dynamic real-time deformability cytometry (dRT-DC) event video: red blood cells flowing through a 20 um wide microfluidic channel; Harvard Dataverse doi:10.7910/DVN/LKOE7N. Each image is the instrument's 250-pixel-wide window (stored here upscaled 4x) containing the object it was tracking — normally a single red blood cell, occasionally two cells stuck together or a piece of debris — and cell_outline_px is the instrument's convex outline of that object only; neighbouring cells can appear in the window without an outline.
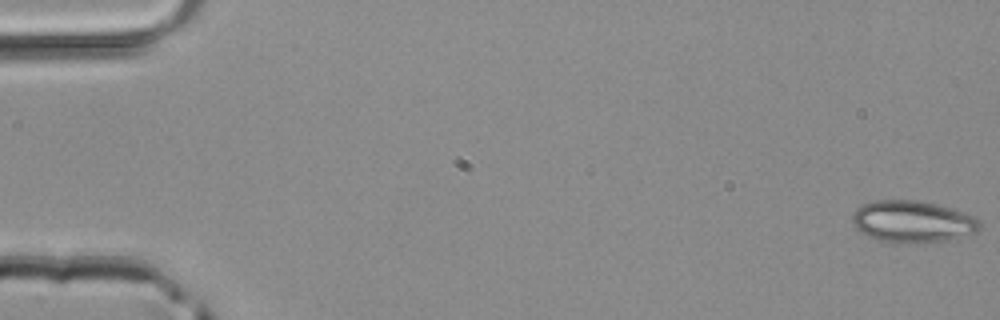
{"species": "common noctule bat (a hibernating species)", "species_latin": "Nyctalus noctula", "temperature_condition": "room temperature", "stored_images_in_passage": 4, "camera_frame_rate_fps": 3000, "um_per_image_px": 0.085, "animal": {"sex": "male", "body_mass_g": 20.4}, "frame": {"image": 1, "passage_image": 1, "time_ms": 0.0, "image_size_px": [1000, 320], "cell_outline_px": [[980, 228], [972, 232], [944, 240], [908, 244], [896, 244], [880, 240], [868, 236], [860, 232], [852, 224], [852, 212], [856, 208], [872, 200], [916, 200], [936, 204], [964, 212], [980, 220]], "centroid_in_image_um": [77.48, 18.83], "position_along_channel_um": 7.5, "area_um2": 30.98}}
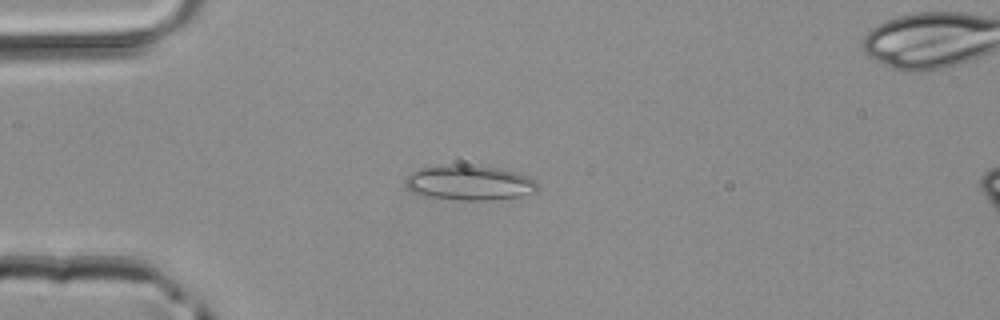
{"frame": {"image": 2, "passage_image": 3, "time_ms": 0.667, "image_size_px": [1000, 320], "cell_outline_px": [[540, 188], [536, 192], [520, 196], [492, 200], [464, 200], [428, 196], [412, 192], [404, 184], [404, 176], [420, 168], [452, 164], [464, 164], [496, 168], [516, 172], [528, 176], [540, 184]], "centroid_in_image_um": [39.91, 15.53], "position_along_channel_um": 45.1, "area_um2": 27.11}}